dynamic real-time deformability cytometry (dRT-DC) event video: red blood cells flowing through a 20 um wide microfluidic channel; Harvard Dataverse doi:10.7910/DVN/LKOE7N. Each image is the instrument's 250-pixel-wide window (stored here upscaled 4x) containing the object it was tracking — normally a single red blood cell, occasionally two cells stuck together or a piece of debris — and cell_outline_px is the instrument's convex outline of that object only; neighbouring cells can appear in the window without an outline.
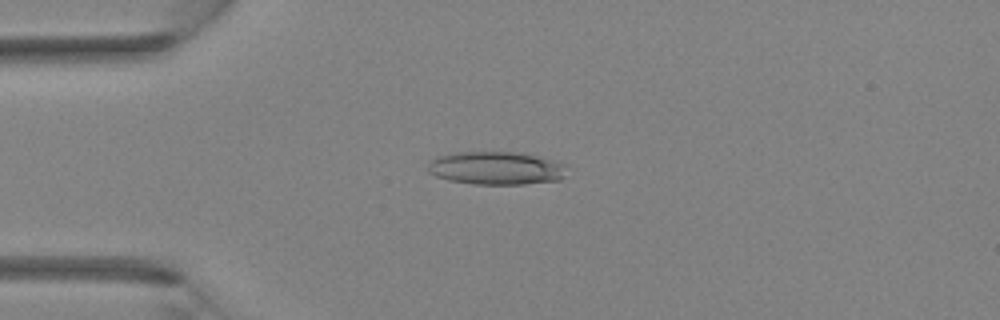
{"species": "Egyptian fruit bat (a non-hibernating species)", "species_latin": "Rousettus aegyptiacus", "temperature_condition": "room temperature", "stored_images_in_passage": 32, "camera_frame_rate_fps": 3000, "um_per_image_px": 0.085, "animal": {"sex": "female"}, "frame": {"image": 1, "passage_image": 2, "time_ms": 0.333, "image_size_px": [1000, 320], "cell_outline_px": [[564, 176], [560, 180], [524, 184], [472, 184], [448, 180], [436, 176], [428, 172], [428, 164], [436, 156], [456, 152], [516, 152], [536, 156], [564, 164]], "centroid_in_image_um": [42.11, 14.3], "position_along_channel_um": 42.9, "area_um2": 26.65}}
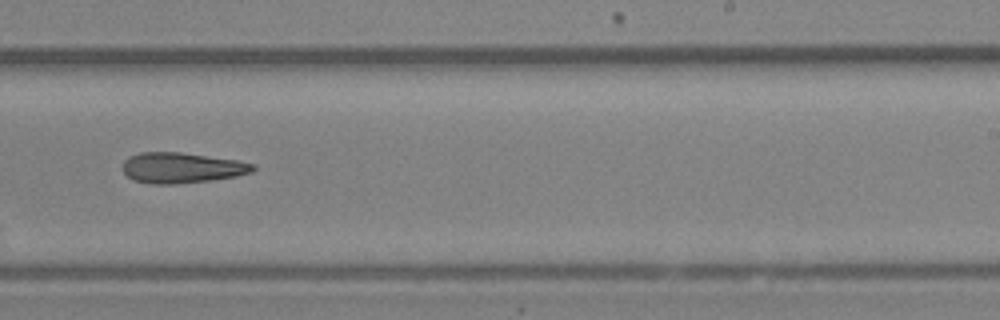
{"frame": {"image": 2, "passage_image": 17, "time_ms": 5.333, "image_size_px": [1000, 320], "cell_outline_px": [[256, 168], [252, 172], [236, 176], [208, 180], [176, 184], [148, 184], [132, 180], [120, 168], [124, 160], [128, 156], [140, 152], [180, 152], [236, 160], [256, 164]], "centroid_in_image_um": [15.39, 14.26], "position_along_channel_um": 273.6, "area_um2": 23.35}}
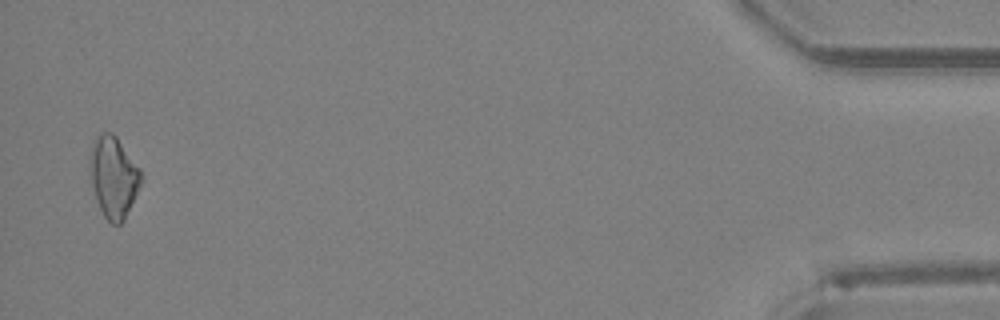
{"frame": {"image": 3, "passage_image": 31, "time_ms": 10.0, "image_size_px": [1000, 320], "cell_outline_px": [[144, 180], [124, 220], [120, 224], [112, 224], [104, 216], [96, 200], [92, 184], [88, 164], [88, 160], [92, 144], [96, 136], [100, 132], [112, 132], [116, 136], [140, 168]], "centroid_in_image_um": [9.65, 15.03], "position_along_channel_um": 425.5, "area_um2": 24.57}}